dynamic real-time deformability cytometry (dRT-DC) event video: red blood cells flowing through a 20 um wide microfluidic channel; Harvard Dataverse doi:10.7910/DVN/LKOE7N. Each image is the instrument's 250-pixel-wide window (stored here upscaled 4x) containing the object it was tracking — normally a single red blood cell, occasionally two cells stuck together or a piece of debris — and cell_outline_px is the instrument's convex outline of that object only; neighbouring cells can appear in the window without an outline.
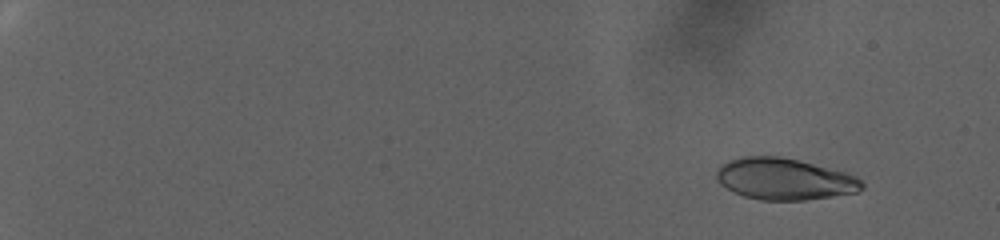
{"species": "human", "species_latin": "Homo sapiens", "temperature_condition": "warm", "stored_images_in_passage": 38, "camera_frame_rate_fps": 3000, "um_per_image_px": 0.085, "donor": {"sex": "female"}, "frame": {"image": 1, "passage_image": 7, "time_ms": 2.0, "image_size_px": [1000, 240], "cell_outline_px": [[864, 188], [856, 192], [832, 196], [804, 200], [760, 200], [744, 196], [720, 184], [716, 180], [716, 168], [720, 164], [728, 160], [740, 156], [780, 156], [844, 172], [856, 176], [864, 184]], "centroid_in_image_um": [66.62, 15.21], "position_along_channel_um": 18.4, "area_um2": 35.08}}
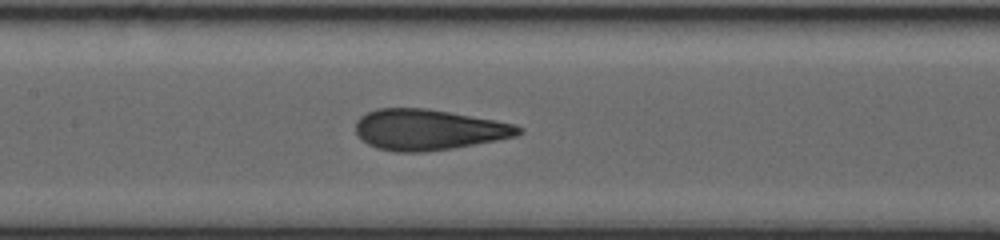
{"frame": {"image": 2, "passage_image": 23, "time_ms": 7.333, "image_size_px": [1000, 240], "cell_outline_px": [[524, 132], [516, 136], [496, 140], [452, 148], [424, 152], [396, 152], [376, 148], [368, 144], [356, 132], [356, 120], [360, 116], [376, 108], [428, 108], [496, 120], [516, 124], [524, 128]], "centroid_in_image_um": [36.44, 11.01], "position_along_channel_um": 171.0, "area_um2": 38.78}}
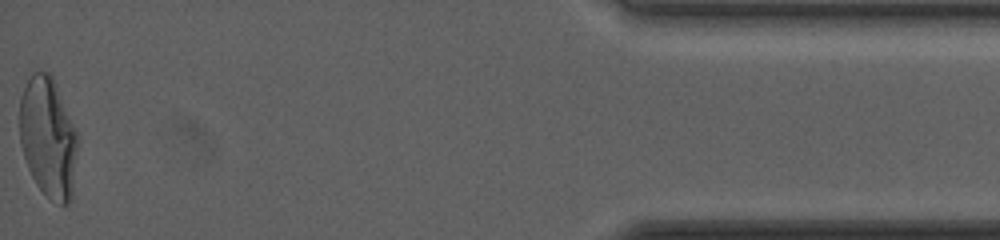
{"frame": {"image": 3, "passage_image": 38, "time_ms": 12.333, "image_size_px": [1000, 240], "cell_outline_px": [[76, 152], [72, 200], [68, 204], [60, 204], [48, 196], [36, 184], [28, 168], [20, 144], [20, 96], [32, 72], [48, 72], [52, 76], [76, 132]], "centroid_in_image_um": [4.07, 11.7], "position_along_channel_um": 431.1, "area_um2": 39.94}}